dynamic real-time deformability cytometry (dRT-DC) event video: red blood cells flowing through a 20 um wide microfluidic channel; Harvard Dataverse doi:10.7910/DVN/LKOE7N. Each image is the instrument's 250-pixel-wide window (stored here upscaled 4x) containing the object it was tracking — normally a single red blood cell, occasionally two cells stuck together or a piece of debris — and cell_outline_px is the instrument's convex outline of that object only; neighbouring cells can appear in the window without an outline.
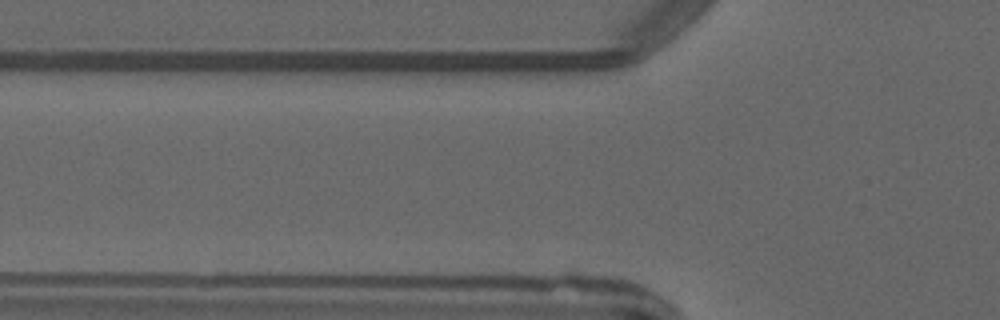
{"species": "common noctule bat (a hibernating species)", "species_latin": "Nyctalus noctula", "temperature_condition": "warm", "stored_images_in_passage": 5, "camera_frame_rate_fps": 3000, "um_per_image_px": 0.085, "animal": {"sex": "male", "forearm_length_mm": 52.5}, "frame": {"image": 1, "passage_image": 5, "time_ms": 4.333, "image_size_px": [1000, 320], "cell_outline_px": [[572, 228], [564, 236], [512, 240], [432, 236], [388, 232], [376, 228], [400, 216], [496, 216], [572, 220]], "centroid_in_image_um": [40.74, 19.29], "position_along_channel_um": 85.1, "area_um2": 26.7}}